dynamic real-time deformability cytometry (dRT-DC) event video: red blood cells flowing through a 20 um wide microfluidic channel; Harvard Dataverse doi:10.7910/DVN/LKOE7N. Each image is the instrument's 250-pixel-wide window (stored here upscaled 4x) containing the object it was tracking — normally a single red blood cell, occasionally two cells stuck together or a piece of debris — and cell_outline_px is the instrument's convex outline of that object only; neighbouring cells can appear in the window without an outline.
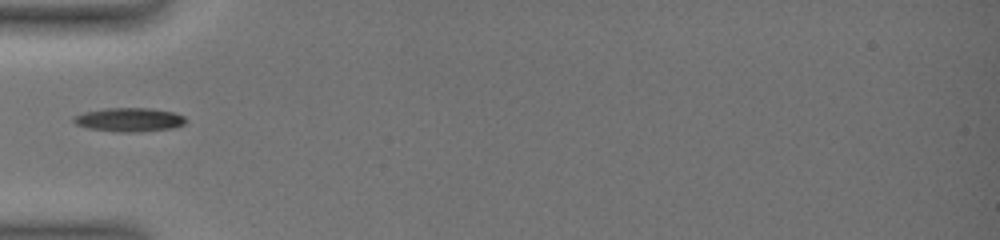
{"species": "common noctule bat (a hibernating species)", "species_latin": "Nyctalus noctula", "temperature_condition": "warm", "stored_images_in_passage": 39, "camera_frame_rate_fps": 3000, "um_per_image_px": 0.085, "animal": {"sex": "female", "body_mass_g": 19.0, "forearm_length_mm": 51.5}, "frame": {"image": 1, "passage_image": 1, "time_ms": 0.0, "image_size_px": [1000, 240], "cell_outline_px": [[188, 120], [184, 124], [172, 128], [140, 132], [116, 132], [88, 128], [76, 124], [72, 120], [72, 116], [84, 112], [104, 108], [148, 108], [172, 112], [184, 116]], "centroid_in_image_um": [10.96, 10.18], "position_along_channel_um": 74.0, "area_um2": 15.66}}
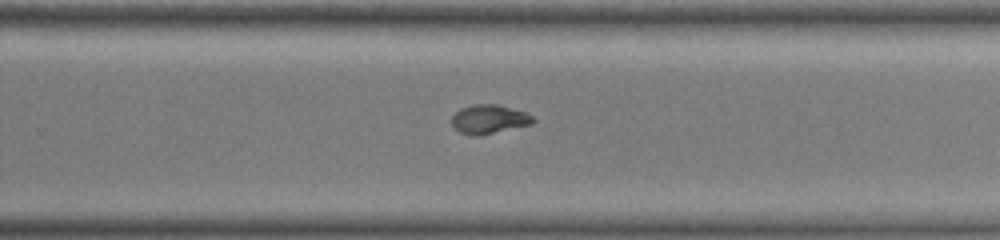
{"frame": {"image": 2, "passage_image": 17, "time_ms": 5.333, "image_size_px": [1000, 240], "cell_outline_px": [[536, 120], [532, 124], [480, 136], [476, 136], [460, 132], [452, 124], [452, 116], [460, 108], [476, 104], [496, 104], [528, 112]], "centroid_in_image_um": [41.61, 10.13], "position_along_channel_um": 288.2, "area_um2": 13.76}}
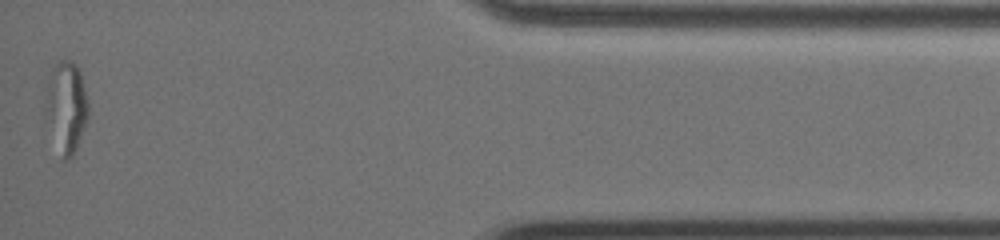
{"frame": {"image": 3, "passage_image": 39, "time_ms": 10.0, "image_size_px": [1000, 240], "cell_outline_px": [[88, 120], [76, 148], [72, 156], [64, 160], [44, 120], [44, 108], [48, 84], [56, 64], [60, 60], [72, 60], [80, 72], [88, 104]], "centroid_in_image_um": [5.62, 9.12], "position_along_channel_um": 429.6, "area_um2": 22.43}}